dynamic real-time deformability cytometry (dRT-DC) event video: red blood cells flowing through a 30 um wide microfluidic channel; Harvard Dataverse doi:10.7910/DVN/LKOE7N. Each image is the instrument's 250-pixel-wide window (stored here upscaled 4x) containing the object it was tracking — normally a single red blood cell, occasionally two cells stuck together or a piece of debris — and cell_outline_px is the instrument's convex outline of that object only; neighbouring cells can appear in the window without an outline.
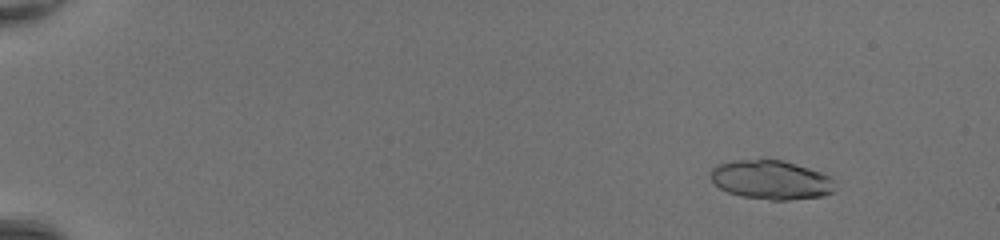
{"species": "common noctule bat (a hibernating species)", "species_latin": "Nyctalus noctula", "temperature_condition": "room temperature", "stored_images_in_passage": 50, "segment_of_instrument_passage": [1, 2], "camera_frame_rate_fps": 3000, "um_per_image_px": 0.085, "animal": {"sex": "female", "body_mass_g": 20.0, "forearm_length_mm": 54.0}, "frame": {"image": 1, "passage_image": 7, "time_ms": 2.0, "image_size_px": [1000, 240], "cell_outline_px": [[836, 180], [832, 192], [824, 196], [788, 200], [772, 200], [740, 196], [728, 192], [720, 188], [708, 176], [708, 172], [716, 164], [732, 160], [780, 160], [808, 168], [820, 172]], "centroid_in_image_um": [65.5, 15.29], "position_along_channel_um": 19.5, "area_um2": 28.38}}
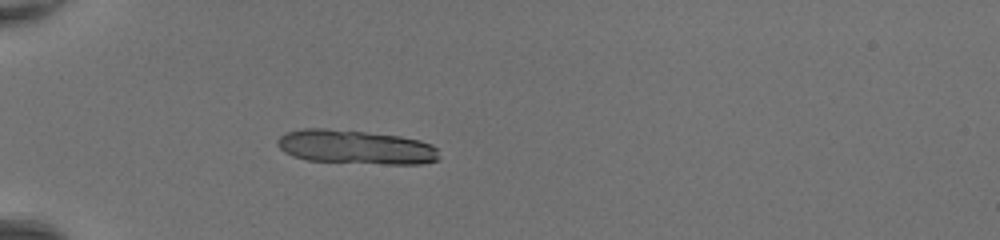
{"frame": {"image": 2, "passage_image": 18, "time_ms": 5.667, "image_size_px": [1000, 240], "cell_outline_px": [[440, 160], [420, 164], [388, 164], [308, 160], [292, 156], [284, 152], [276, 144], [276, 140], [280, 136], [288, 132], [304, 128], [324, 128], [364, 132], [400, 136], [420, 140], [432, 144], [436, 148], [440, 156]], "centroid_in_image_um": [30.25, 12.5], "position_along_channel_um": 54.7, "area_um2": 32.14}}